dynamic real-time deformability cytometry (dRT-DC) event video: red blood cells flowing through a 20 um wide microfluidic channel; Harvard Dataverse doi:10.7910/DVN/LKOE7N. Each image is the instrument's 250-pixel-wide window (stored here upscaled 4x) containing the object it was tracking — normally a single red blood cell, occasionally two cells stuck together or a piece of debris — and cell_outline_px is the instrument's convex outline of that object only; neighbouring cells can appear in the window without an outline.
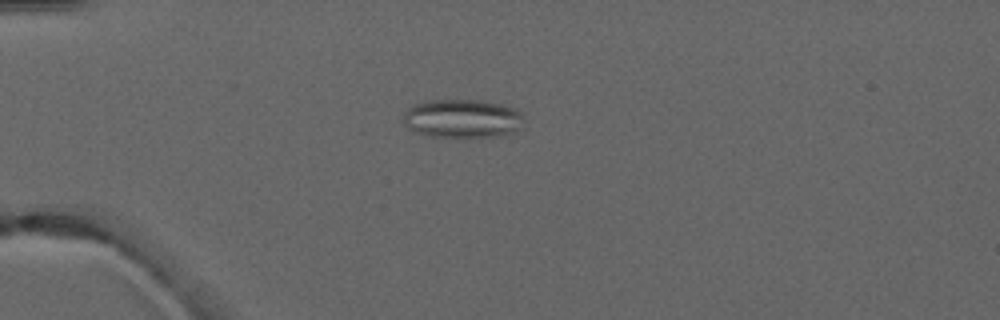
{"species": "common noctule bat (a hibernating species)", "species_latin": "Nyctalus noctula", "temperature_condition": "warm", "stored_images_in_passage": 4, "camera_frame_rate_fps": 3000, "um_per_image_px": 0.085, "animal": {"sex": "male", "forearm_length_mm": 52.5}, "frame": {"image": 1, "passage_image": 4, "time_ms": 3.333, "image_size_px": [1000, 320], "cell_outline_px": [[524, 128], [516, 132], [500, 136], [428, 136], [416, 132], [408, 128], [404, 124], [404, 112], [412, 104], [428, 100], [484, 100], [516, 108], [524, 116]], "centroid_in_image_um": [39.35, 10.07], "position_along_channel_um": 45.6, "area_um2": 27.51}}